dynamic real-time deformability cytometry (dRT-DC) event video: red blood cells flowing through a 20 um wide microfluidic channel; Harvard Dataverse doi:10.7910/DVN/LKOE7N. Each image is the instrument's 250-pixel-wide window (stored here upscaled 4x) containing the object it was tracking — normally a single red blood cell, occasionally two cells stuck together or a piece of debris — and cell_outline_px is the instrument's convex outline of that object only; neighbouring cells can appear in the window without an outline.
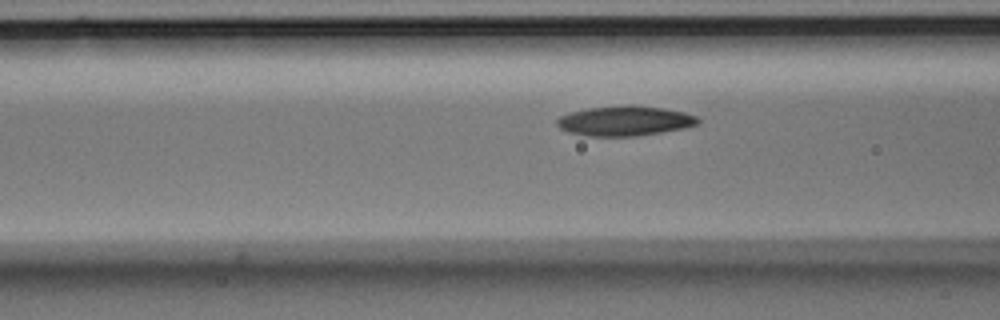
{"species": "Egyptian fruit bat (a non-hibernating species)", "species_latin": "Rousettus aegyptiacus", "temperature_condition": "room temperature", "stored_images_in_passage": 16, "camera_frame_rate_fps": 3000, "um_per_image_px": 0.085, "animal": {"sex": "male"}, "frame": {"image": 1, "passage_image": 14, "time_ms": 4.333, "image_size_px": [1000, 320], "cell_outline_px": [[700, 124], [684, 128], [636, 136], [588, 136], [568, 132], [560, 128], [556, 124], [556, 120], [560, 116], [572, 112], [588, 108], [628, 104], [632, 104], [664, 108], [684, 112], [696, 116], [700, 120]], "centroid_in_image_um": [53.12, 10.26], "position_along_channel_um": 113.5, "area_um2": 24.68}}